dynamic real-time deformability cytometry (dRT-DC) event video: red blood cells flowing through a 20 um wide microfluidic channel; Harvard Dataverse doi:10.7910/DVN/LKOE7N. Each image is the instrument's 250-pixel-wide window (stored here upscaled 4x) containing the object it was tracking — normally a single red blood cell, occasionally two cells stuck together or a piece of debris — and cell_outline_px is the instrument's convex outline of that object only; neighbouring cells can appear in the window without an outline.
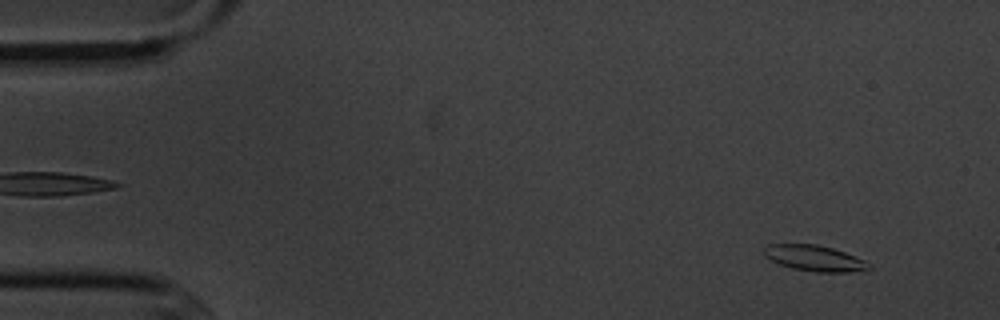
{"species": "common noctule bat (a hibernating species)", "species_latin": "Nyctalus noctula", "temperature_condition": "cold", "stored_images_in_passage": 4, "camera_frame_rate_fps": 3000, "um_per_image_px": 0.085, "animal": {"sex": "male", "body_mass_g": 20.1, "forearm_length_mm": 53.5}, "frame": {"image": 1, "passage_image": 1, "time_ms": 0.0, "image_size_px": [1000, 320], "cell_outline_px": [[872, 268], [852, 272], [816, 272], [792, 268], [780, 264], [764, 256], [764, 248], [768, 244], [816, 244], [832, 248], [844, 252], [864, 260], [872, 264]], "centroid_in_image_um": [69.25, 21.95], "position_along_channel_um": 15.7, "area_um2": 15.72}}